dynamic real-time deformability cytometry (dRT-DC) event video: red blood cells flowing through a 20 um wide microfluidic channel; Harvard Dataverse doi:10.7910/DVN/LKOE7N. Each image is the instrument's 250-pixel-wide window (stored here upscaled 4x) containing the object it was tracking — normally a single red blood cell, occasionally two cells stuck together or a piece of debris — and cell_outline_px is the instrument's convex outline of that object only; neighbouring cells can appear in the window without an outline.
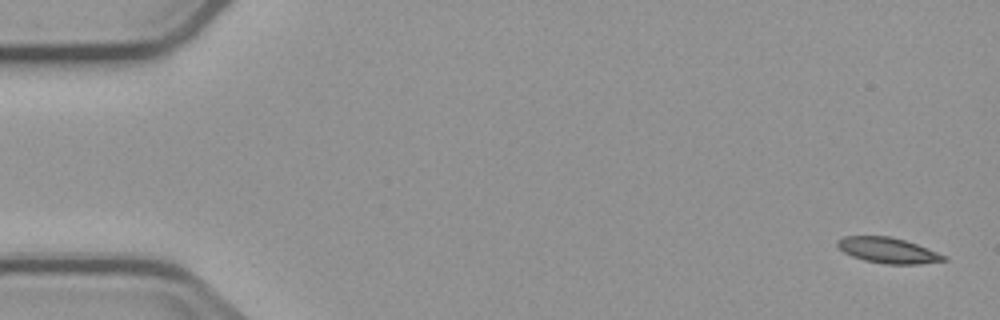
{"species": "common noctule bat (a hibernating species)", "species_latin": "Nyctalus noctula", "temperature_condition": "cold", "stored_images_in_passage": 6, "segment_of_instrument_passage": [1, 2], "camera_frame_rate_fps": 3000, "um_per_image_px": 0.085, "animal": {"sex": "male", "body_mass_g": 23.1, "forearm_length_mm": 52.7}, "frame": {"image": 1, "passage_image": 1, "time_ms": 0.0, "image_size_px": [1000, 320], "cell_outline_px": [[948, 260], [920, 264], [884, 264], [864, 260], [852, 256], [844, 252], [836, 244], [836, 240], [844, 236], [892, 236], [916, 244], [948, 256]], "centroid_in_image_um": [75.49, 21.28], "position_along_channel_um": 9.5, "area_um2": 15.9}}